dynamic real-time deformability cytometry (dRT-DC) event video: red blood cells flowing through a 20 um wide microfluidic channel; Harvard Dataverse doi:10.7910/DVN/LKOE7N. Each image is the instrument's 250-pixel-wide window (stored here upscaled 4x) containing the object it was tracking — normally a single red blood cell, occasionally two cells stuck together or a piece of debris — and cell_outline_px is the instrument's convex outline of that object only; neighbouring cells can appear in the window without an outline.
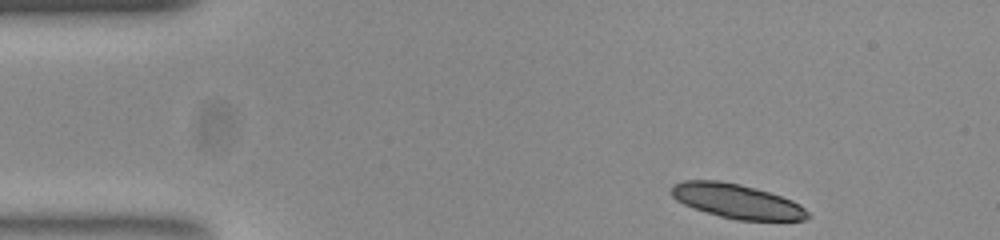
{"species": "common noctule bat (a hibernating species)", "species_latin": "Nyctalus noctula", "temperature_condition": "room temperature", "stored_images_in_passage": 34, "camera_frame_rate_fps": 3000, "um_per_image_px": 0.085, "animal": {"sex": "female", "body_mass_g": 23.0, "forearm_length_mm": 53.4}, "frame": {"image": 1, "passage_image": 1, "time_ms": 0.0, "image_size_px": [1000, 240], "cell_outline_px": [[812, 216], [804, 220], [736, 220], [720, 216], [684, 204], [676, 200], [668, 192], [672, 184], [684, 180], [720, 180], [740, 184], [756, 188], [792, 200], [800, 204]], "centroid_in_image_um": [62.61, 17.09], "position_along_channel_um": 22.4, "area_um2": 27.34}}
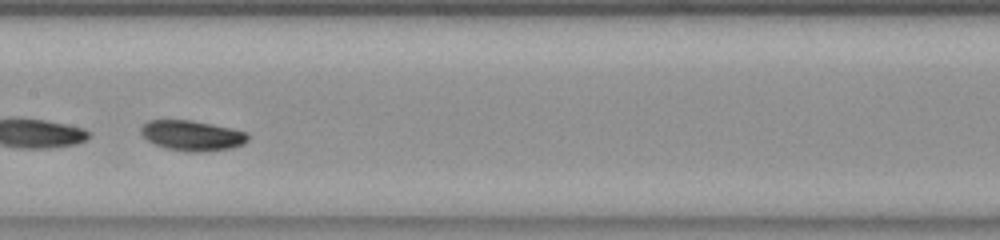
{"frame": {"image": 2, "passage_image": 21, "time_ms": 6.667, "image_size_px": [1000, 240], "cell_outline_px": [[248, 140], [244, 144], [232, 148], [204, 152], [188, 152], [164, 148], [148, 140], [140, 132], [140, 128], [148, 120], [192, 120], [232, 128], [248, 132]], "centroid_in_image_um": [16.36, 11.53], "position_along_channel_um": 191.0, "area_um2": 19.02}}